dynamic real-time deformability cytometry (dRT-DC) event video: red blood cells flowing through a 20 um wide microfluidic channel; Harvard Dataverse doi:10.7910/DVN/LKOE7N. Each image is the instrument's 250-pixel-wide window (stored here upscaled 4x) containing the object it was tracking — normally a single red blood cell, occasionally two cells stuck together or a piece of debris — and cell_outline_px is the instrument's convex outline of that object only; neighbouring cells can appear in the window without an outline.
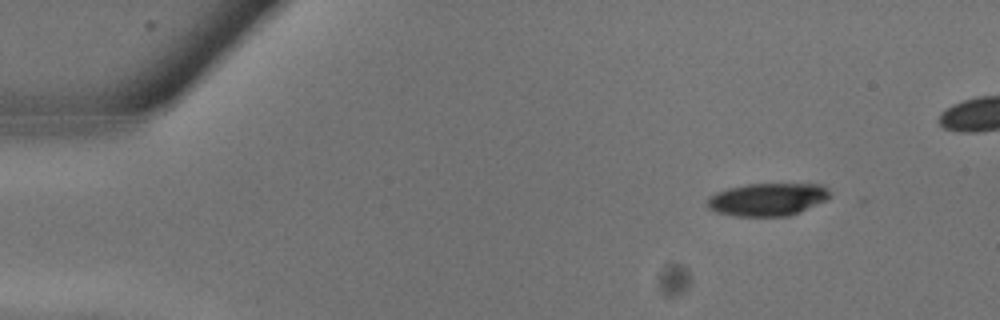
{"species": "common noctule bat (a hibernating species)", "species_latin": "Nyctalus noctula", "temperature_condition": "warm", "stored_images_in_passage": 7, "camera_frame_rate_fps": 3000, "um_per_image_px": 0.085, "animal": {"sex": "male", "body_mass_g": 13.3}, "frame": {"image": 1, "passage_image": 1, "time_ms": 0.0, "image_size_px": [1000, 320], "cell_outline_px": [[832, 196], [828, 200], [788, 216], [732, 216], [716, 212], [708, 208], [704, 204], [708, 196], [716, 192], [728, 188], [748, 184], [820, 184]], "centroid_in_image_um": [65.18, 16.96], "position_along_channel_um": 19.8, "area_um2": 23.52}}